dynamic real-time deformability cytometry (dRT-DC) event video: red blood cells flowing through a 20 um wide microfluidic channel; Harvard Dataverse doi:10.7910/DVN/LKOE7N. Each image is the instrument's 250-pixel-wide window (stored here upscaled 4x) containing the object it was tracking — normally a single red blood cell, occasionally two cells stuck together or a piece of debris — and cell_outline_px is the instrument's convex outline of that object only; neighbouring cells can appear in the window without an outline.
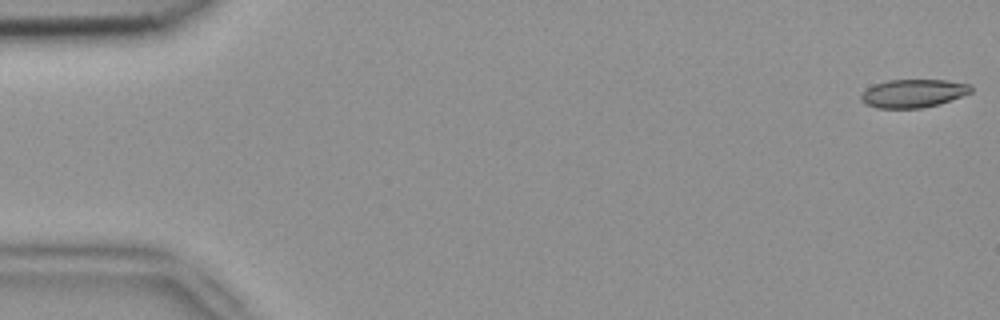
{"species": "common noctule bat (a hibernating species)", "species_latin": "Nyctalus noctula", "temperature_condition": "room temperature", "stored_images_in_passage": 5, "camera_frame_rate_fps": 3000, "um_per_image_px": 0.085, "animal": {"sex": "female", "body_mass_g": 18.4}, "frame": {"image": 1, "passage_image": 1, "time_ms": 0.0, "image_size_px": [1000, 320], "cell_outline_px": [[972, 92], [940, 104], [924, 108], [876, 108], [864, 104], [860, 100], [860, 96], [868, 88], [876, 84], [888, 80], [948, 80], [972, 84]], "centroid_in_image_um": [77.65, 7.94], "position_along_channel_um": 7.4, "area_um2": 18.21}}
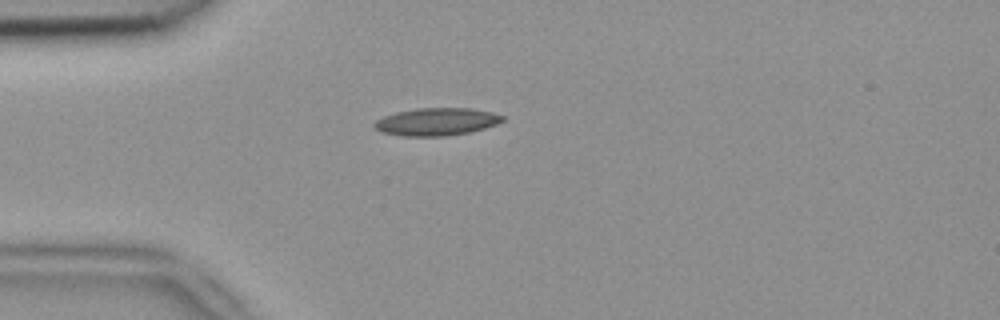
{"frame": {"image": 2, "passage_image": 5, "time_ms": 1.333, "image_size_px": [1000, 320], "cell_outline_px": [[504, 120], [496, 124], [484, 128], [468, 132], [448, 136], [404, 136], [380, 132], [372, 124], [376, 120], [384, 116], [396, 112], [416, 108], [472, 108], [492, 112], [504, 116]], "centroid_in_image_um": [37.09, 10.34], "position_along_channel_um": 47.9, "area_um2": 20.63}}